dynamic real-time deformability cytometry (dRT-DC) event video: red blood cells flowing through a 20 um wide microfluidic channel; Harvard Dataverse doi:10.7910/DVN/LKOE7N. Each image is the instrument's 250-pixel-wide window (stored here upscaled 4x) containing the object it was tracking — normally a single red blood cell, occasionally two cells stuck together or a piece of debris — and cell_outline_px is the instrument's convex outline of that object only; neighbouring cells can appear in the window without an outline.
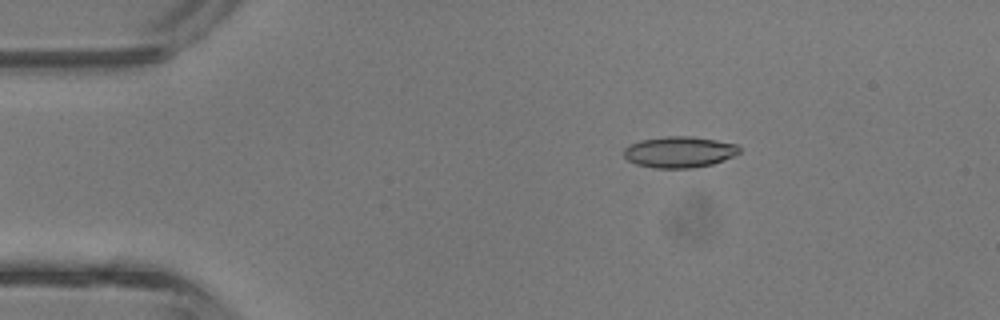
{"species": "common noctule bat (a hibernating species)", "species_latin": "Nyctalus noctula", "temperature_condition": "room temperature", "stored_images_in_passage": 33, "camera_frame_rate_fps": 3000, "um_per_image_px": 0.085, "animal": {"sex": "male", "body_mass_g": 13.3}, "frame": {"image": 1, "passage_image": 1, "time_ms": 0.0, "image_size_px": [1000, 320], "cell_outline_px": [[740, 152], [736, 156], [712, 164], [696, 168], [656, 168], [636, 164], [628, 160], [624, 156], [624, 148], [628, 144], [640, 140], [664, 136], [692, 136], [716, 140], [736, 144], [740, 148]], "centroid_in_image_um": [57.75, 12.92], "position_along_channel_um": 27.3, "area_um2": 21.21}}
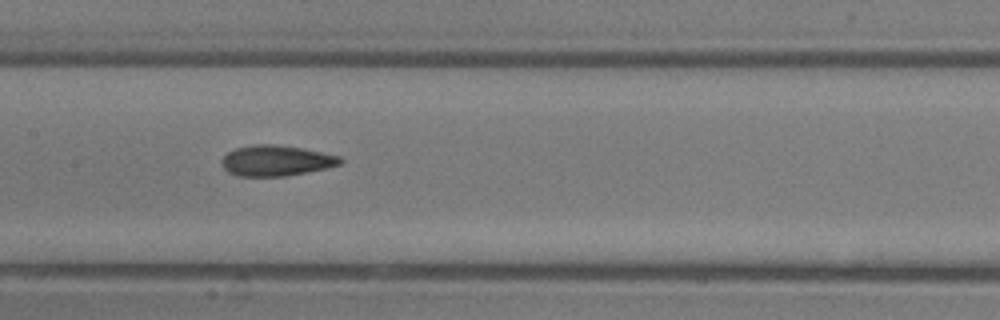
{"frame": {"image": 2, "passage_image": 14, "time_ms": 4.333, "image_size_px": [1000, 320], "cell_outline_px": [[344, 160], [340, 164], [324, 168], [284, 176], [236, 176], [228, 172], [224, 168], [220, 160], [228, 152], [236, 148], [252, 144], [272, 144], [304, 148], [340, 156]], "centroid_in_image_um": [23.44, 13.64], "position_along_channel_um": 184.0, "area_um2": 21.1}}
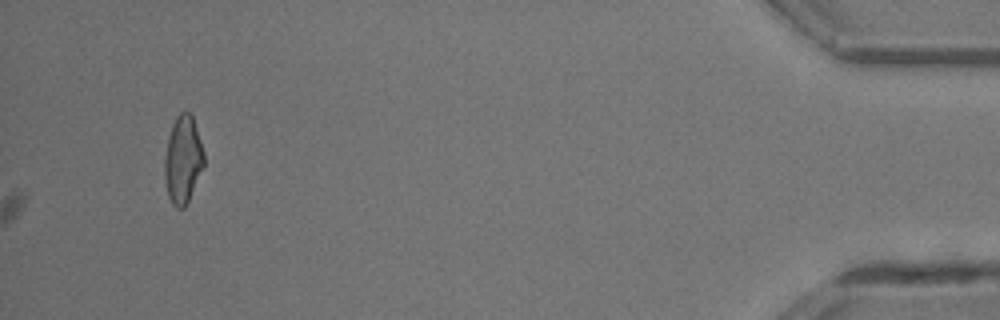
{"frame": {"image": 3, "passage_image": 33, "time_ms": 10.667, "image_size_px": [1000, 320], "cell_outline_px": [[204, 164], [188, 200], [184, 208], [176, 208], [172, 204], [168, 196], [164, 176], [164, 160], [168, 136], [172, 124], [176, 116], [180, 112], [188, 112], [192, 116], [204, 152]], "centroid_in_image_um": [15.52, 13.57], "position_along_channel_um": 419.7, "area_um2": 19.88}}